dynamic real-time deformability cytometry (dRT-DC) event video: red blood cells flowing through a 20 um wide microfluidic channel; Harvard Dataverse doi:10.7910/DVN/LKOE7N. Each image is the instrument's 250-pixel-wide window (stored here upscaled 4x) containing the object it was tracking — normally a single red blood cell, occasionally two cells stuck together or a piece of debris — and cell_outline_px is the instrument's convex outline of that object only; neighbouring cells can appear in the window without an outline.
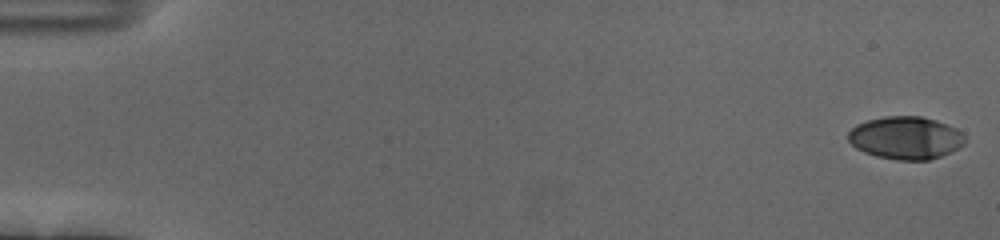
{"species": "human", "species_latin": "Homo sapiens", "temperature_condition": "cold", "stored_images_in_passage": 56, "camera_frame_rate_fps": 3000, "um_per_image_px": 0.085, "donor": {"sex": "female"}, "frame": {"image": 1, "passage_image": 1, "time_ms": 0.0, "image_size_px": [1000, 240], "cell_outline_px": [[968, 140], [964, 144], [940, 156], [928, 160], [896, 160], [876, 156], [864, 152], [856, 148], [848, 140], [848, 132], [856, 124], [868, 120], [884, 116], [920, 116], [936, 120], [956, 128], [964, 132]], "centroid_in_image_um": [76.99, 11.71], "position_along_channel_um": 8.0, "area_um2": 29.19}}
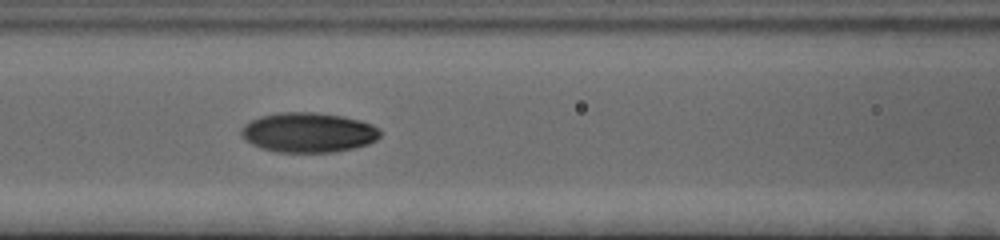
{"frame": {"image": 2, "passage_image": 25, "time_ms": 8.0, "image_size_px": [1000, 240], "cell_outline_px": [[380, 136], [376, 140], [368, 144], [352, 148], [332, 152], [276, 152], [260, 148], [252, 144], [240, 132], [244, 124], [260, 116], [280, 112], [312, 112], [344, 116], [360, 120], [372, 124], [380, 128]], "centroid_in_image_um": [26.23, 11.25], "position_along_channel_um": 140.4, "area_um2": 32.19}}
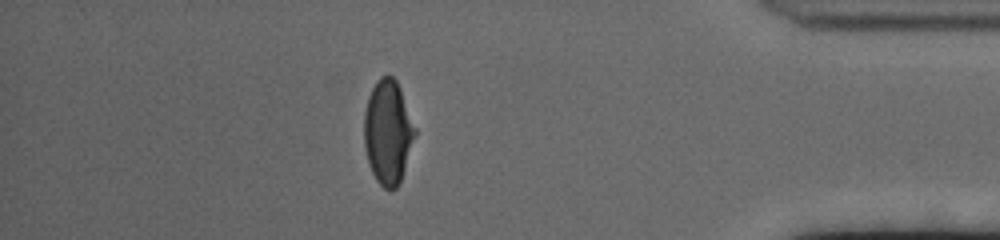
{"frame": {"image": 3, "passage_image": 49, "time_ms": 16.0, "image_size_px": [1000, 240], "cell_outline_px": [[416, 132], [400, 180], [396, 188], [384, 188], [376, 180], [368, 164], [364, 148], [364, 112], [368, 96], [376, 80], [380, 76], [388, 72], [396, 80], [400, 88], [416, 128]], "centroid_in_image_um": [32.94, 11.17], "position_along_channel_um": 402.3, "area_um2": 30.81}, "authors_computed_cell_mechanics": {"area_um2": 30.8074, "velocity_mm_per_s": 3.7057, "shape_relaxation_time_tau1_ms": 4.2585, "shape_relaxation_time_tau2_ms": 1.8076, "deformation_change_tau1": 0.1896, "deformation_change_tau2": 0.043}}